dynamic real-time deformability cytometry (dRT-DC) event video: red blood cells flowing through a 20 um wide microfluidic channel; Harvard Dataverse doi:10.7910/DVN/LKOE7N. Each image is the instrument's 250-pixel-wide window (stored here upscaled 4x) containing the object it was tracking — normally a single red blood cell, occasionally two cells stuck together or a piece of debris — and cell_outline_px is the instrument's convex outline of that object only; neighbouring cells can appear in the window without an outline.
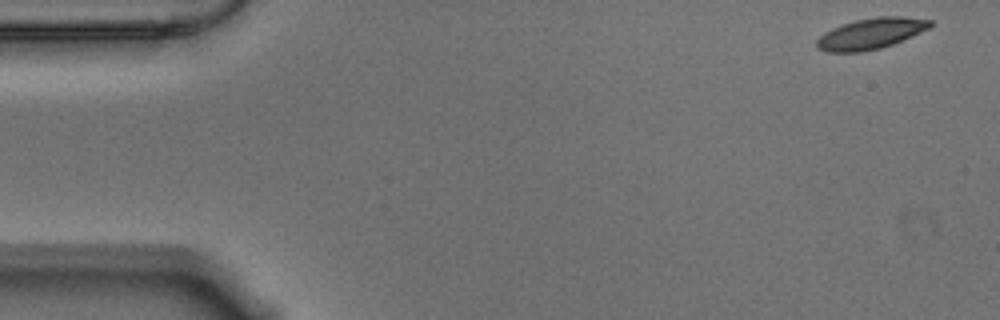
{"species": "Egyptian fruit bat (a non-hibernating species)", "species_latin": "Rousettus aegyptiacus", "temperature_condition": "warm", "stored_images_in_passage": 9, "camera_frame_rate_fps": 3000, "um_per_image_px": 0.085, "animal": {"sex": "male"}, "frame": {"image": 1, "passage_image": 1, "time_ms": 0.0, "image_size_px": [1000, 320], "cell_outline_px": [[932, 28], [892, 44], [880, 48], [860, 52], [824, 52], [816, 48], [816, 40], [824, 32], [832, 28], [856, 20], [876, 16], [900, 16], [932, 20]], "centroid_in_image_um": [74.02, 2.86], "position_along_channel_um": 11.0, "area_um2": 20.52}}